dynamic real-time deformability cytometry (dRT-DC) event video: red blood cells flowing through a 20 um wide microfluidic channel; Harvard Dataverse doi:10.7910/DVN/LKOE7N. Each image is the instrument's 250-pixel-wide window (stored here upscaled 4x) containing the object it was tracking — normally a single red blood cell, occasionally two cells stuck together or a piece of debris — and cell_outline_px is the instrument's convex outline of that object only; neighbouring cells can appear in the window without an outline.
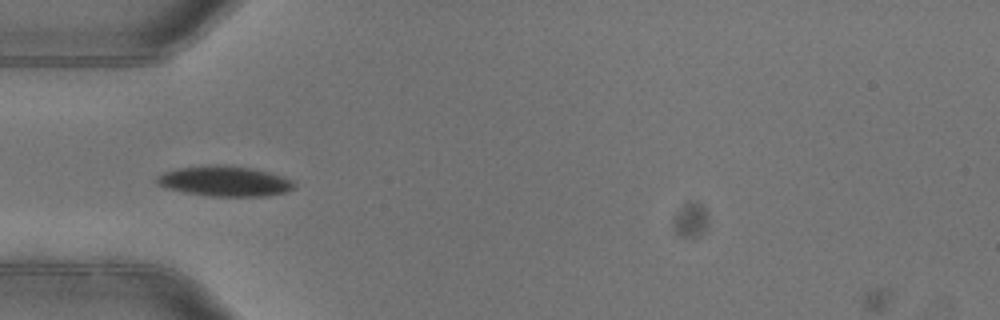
{"species": "common noctule bat (a hibernating species)", "species_latin": "Nyctalus noctula", "temperature_condition": "warm", "stored_images_in_passage": 7, "camera_frame_rate_fps": 3000, "um_per_image_px": 0.085, "animal": {"sex": "female"}, "frame": {"image": 1, "passage_image": 5, "time_ms": 1.333, "image_size_px": [1000, 320], "cell_outline_px": [[296, 188], [284, 192], [268, 196], [208, 196], [184, 192], [168, 188], [156, 184], [156, 176], [164, 172], [176, 168], [216, 164], [224, 164], [252, 168], [268, 172], [292, 180], [296, 184]], "centroid_in_image_um": [19.09, 15.39], "position_along_channel_um": 65.9, "area_um2": 24.33}}